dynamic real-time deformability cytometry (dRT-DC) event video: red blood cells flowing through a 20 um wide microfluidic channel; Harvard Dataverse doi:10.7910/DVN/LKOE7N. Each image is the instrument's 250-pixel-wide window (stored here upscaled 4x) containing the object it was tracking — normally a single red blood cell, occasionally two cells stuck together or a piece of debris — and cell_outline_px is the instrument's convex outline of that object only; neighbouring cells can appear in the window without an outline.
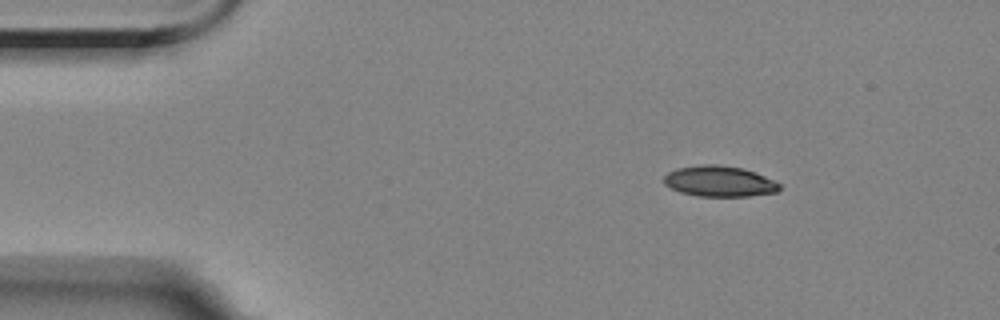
{"species": "Egyptian fruit bat (a non-hibernating species)", "species_latin": "Rousettus aegyptiacus", "temperature_condition": "room temperature", "stored_images_in_passage": 4, "camera_frame_rate_fps": 3000, "um_per_image_px": 0.085, "animal": {"sex": "female"}, "frame": {"image": 1, "passage_image": 1, "time_ms": 0.0, "image_size_px": [1000, 320], "cell_outline_px": [[780, 188], [776, 192], [748, 196], [696, 196], [680, 192], [664, 184], [664, 176], [668, 172], [676, 168], [704, 164], [720, 164], [744, 168], [756, 172], [780, 184]], "centroid_in_image_um": [61.13, 15.4], "position_along_channel_um": 23.9, "area_um2": 20.75}}
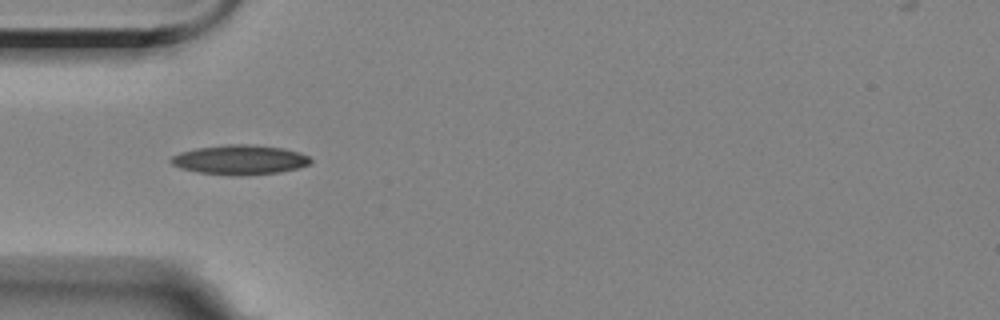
{"frame": {"image": 2, "passage_image": 3, "time_ms": 3.0, "image_size_px": [1000, 320], "cell_outline_px": [[312, 160], [308, 164], [296, 168], [280, 172], [244, 176], [232, 176], [200, 172], [180, 168], [172, 164], [168, 160], [172, 156], [180, 152], [196, 148], [228, 144], [252, 144], [284, 148], [300, 152], [308, 156]], "centroid_in_image_um": [20.37, 13.58], "position_along_channel_um": 64.6, "area_um2": 24.22}}
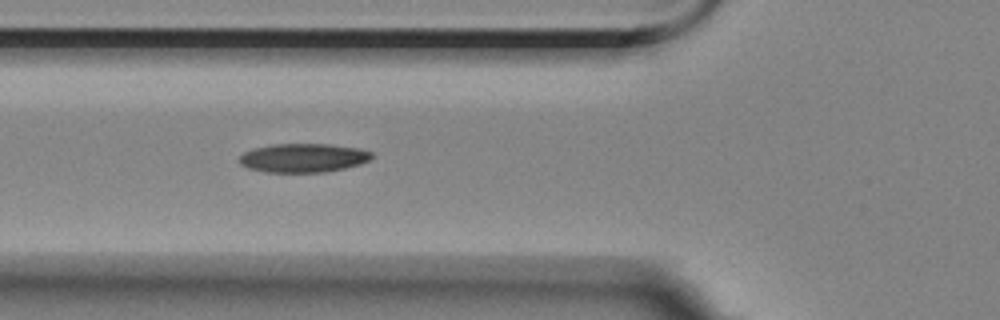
{"frame": {"image": 3, "passage_image": 4, "time_ms": 4.0, "image_size_px": [1000, 320], "cell_outline_px": [[372, 156], [368, 160], [360, 164], [344, 168], [324, 172], [264, 172], [248, 168], [240, 164], [240, 156], [244, 152], [252, 148], [272, 144], [328, 144], [360, 148], [372, 152]], "centroid_in_image_um": [25.76, 13.41], "position_along_channel_um": 100.0, "area_um2": 22.25}}